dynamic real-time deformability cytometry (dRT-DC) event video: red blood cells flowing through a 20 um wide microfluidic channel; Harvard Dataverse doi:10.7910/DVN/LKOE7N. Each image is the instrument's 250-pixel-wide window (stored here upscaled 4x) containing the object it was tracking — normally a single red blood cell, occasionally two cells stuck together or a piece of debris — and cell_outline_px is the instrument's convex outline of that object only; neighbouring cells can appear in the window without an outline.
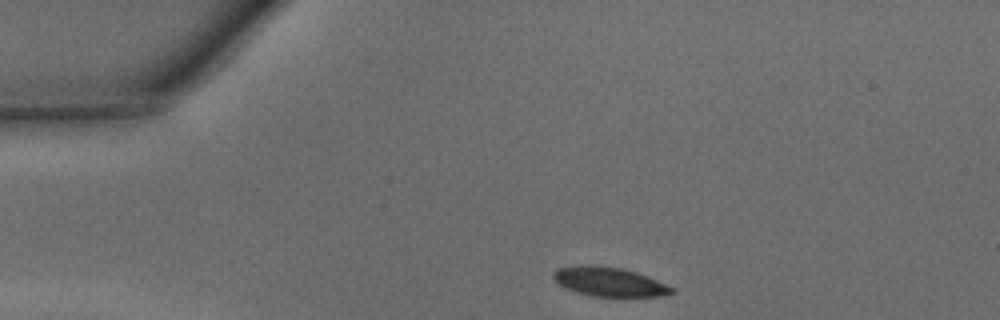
{"species": "common noctule bat (a hibernating species)", "species_latin": "Nyctalus noctula", "temperature_condition": "warm", "stored_images_in_passage": 28, "camera_frame_rate_fps": 3000, "um_per_image_px": 0.085, "animal": {"sex": "male", "body_mass_g": 15.6}, "frame": {"image": 1, "passage_image": 1, "time_ms": 0.0, "image_size_px": [1000, 320], "cell_outline_px": [[676, 292], [660, 296], [592, 296], [576, 292], [564, 288], [556, 284], [552, 276], [552, 272], [556, 268], [576, 264], [592, 264], [620, 268], [636, 272], [648, 276], [676, 288]], "centroid_in_image_um": [51.73, 23.93], "position_along_channel_um": 33.3, "area_um2": 20.58}}
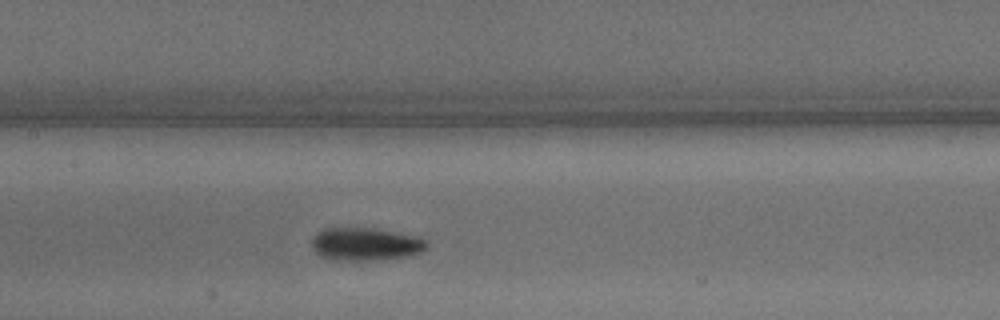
{"frame": {"image": 2, "passage_image": 14, "time_ms": 4.333, "image_size_px": [1000, 320], "cell_outline_px": [[428, 248], [420, 252], [404, 256], [380, 260], [332, 260], [320, 256], [312, 248], [312, 236], [316, 232], [324, 228], [372, 228], [420, 236], [428, 240]], "centroid_in_image_um": [31.07, 20.74], "position_along_channel_um": 176.3, "area_um2": 22.31}}
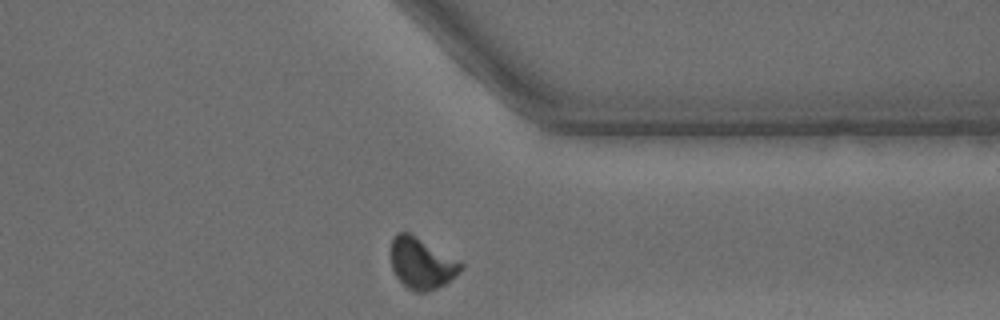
{"frame": {"image": 3, "passage_image": 28, "time_ms": 9.0, "image_size_px": [1000, 320], "cell_outline_px": [[464, 268], [456, 276], [444, 284], [436, 288], [424, 292], [416, 292], [408, 288], [396, 276], [392, 268], [392, 240], [396, 232], [408, 232], [460, 260], [464, 264]], "centroid_in_image_um": [35.87, 22.38], "position_along_channel_um": 375.5, "area_um2": 20.69}, "authors_computed_cell_mechanics": {"area_um2": 21.3571, "velocity_mm_per_s": 4.3512, "shape_relaxation_time_tau1_ms": 3.8435, "shape_relaxation_time_tau2_ms": 1.1037, "deformation_change_tau1": 0.1583, "deformation_change_tau2": 0.0394}}